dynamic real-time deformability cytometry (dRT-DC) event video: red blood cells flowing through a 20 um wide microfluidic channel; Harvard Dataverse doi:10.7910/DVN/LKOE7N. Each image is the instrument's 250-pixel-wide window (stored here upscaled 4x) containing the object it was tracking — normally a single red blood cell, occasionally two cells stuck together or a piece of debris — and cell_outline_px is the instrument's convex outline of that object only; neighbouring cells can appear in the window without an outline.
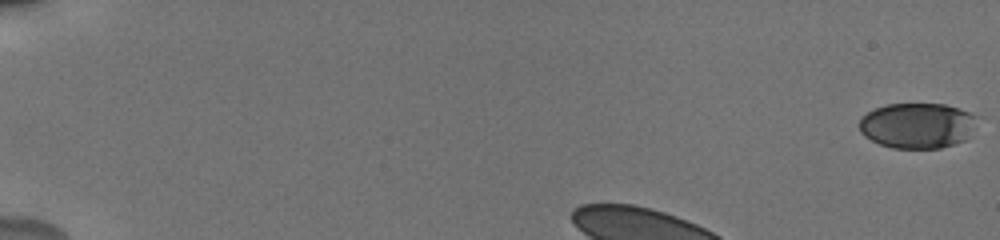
{"species": "human", "species_latin": "Homo sapiens", "temperature_condition": "cold", "stored_images_in_passage": 40, "camera_frame_rate_fps": 3000, "um_per_image_px": 0.085, "donor": {"sex": "male"}, "frame": {"image": 1, "passage_image": 1, "time_ms": 0.0, "image_size_px": [1000, 240], "cell_outline_px": [[984, 116], [968, 136], [964, 140], [956, 144], [940, 148], [892, 148], [880, 144], [864, 136], [860, 132], [860, 116], [876, 108], [888, 104], [944, 104]], "centroid_in_image_um": [78.05, 10.66], "position_along_channel_um": 7.0, "area_um2": 31.67}}
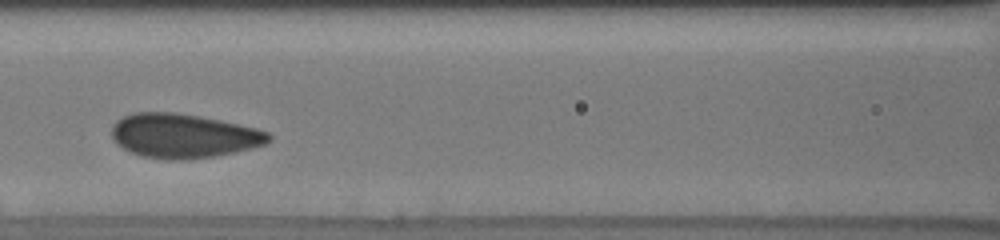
{"frame": {"image": 2, "passage_image": 18, "time_ms": 5.667, "image_size_px": [1000, 240], "cell_outline_px": [[272, 140], [268, 144], [236, 152], [212, 156], [184, 160], [164, 160], [140, 156], [116, 144], [112, 136], [112, 124], [116, 120], [132, 112], [176, 112], [200, 116], [220, 120], [256, 128], [268, 132], [272, 136]], "centroid_in_image_um": [15.6, 11.54], "position_along_channel_um": 151.0, "area_um2": 40.81}}
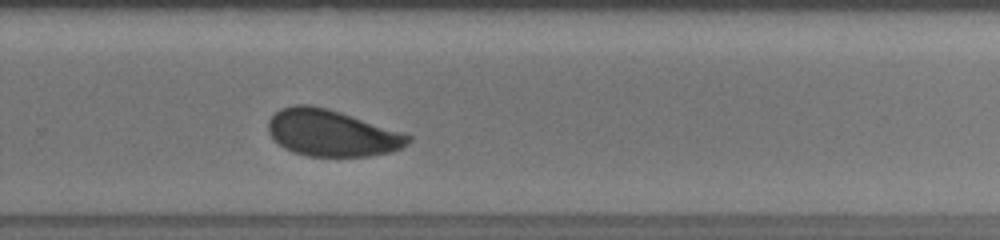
{"frame": {"image": 3, "passage_image": 30, "time_ms": 9.667, "image_size_px": [1000, 240], "cell_outline_px": [[412, 140], [408, 144], [392, 152], [368, 156], [308, 156], [292, 152], [284, 148], [268, 132], [268, 120], [280, 108], [292, 104], [308, 104], [328, 108], [404, 132], [412, 136]], "centroid_in_image_um": [28.21, 11.3], "position_along_channel_um": 301.6, "area_um2": 38.15}, "authors_computed_cell_mechanics": {"area_um2": 39.2462, "velocity_mm_per_s": 3.7775, "shape_relaxation_time_tau1_ms": 2.4799, "shape_relaxation_time_tau2_ms": null, "deformation_change_tau1": 0.0801, "deformation_change_tau2": null}}